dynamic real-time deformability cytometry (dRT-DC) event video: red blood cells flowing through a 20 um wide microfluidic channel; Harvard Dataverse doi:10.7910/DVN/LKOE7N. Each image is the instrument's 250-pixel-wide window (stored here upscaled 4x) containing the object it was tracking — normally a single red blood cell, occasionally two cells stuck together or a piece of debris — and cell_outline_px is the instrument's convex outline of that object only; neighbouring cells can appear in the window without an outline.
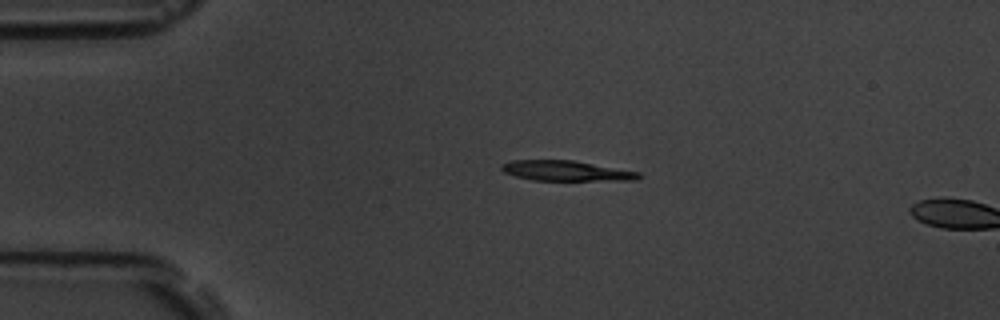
{"species": "common noctule bat (a hibernating species)", "species_latin": "Nyctalus noctula", "temperature_condition": "room temperature", "stored_images_in_passage": 2, "camera_frame_rate_fps": 3000, "um_per_image_px": 0.085, "animal": {"sex": "male", "body_mass_g": 19.5, "forearm_length_mm": 54.6}, "frame": {"image": 1, "passage_image": 1, "time_ms": 0.0, "image_size_px": [1000, 320], "cell_outline_px": [[644, 176], [636, 180], [532, 180], [516, 176], [504, 172], [500, 168], [500, 164], [508, 160], [572, 160], [640, 172]], "centroid_in_image_um": [48.11, 14.51], "position_along_channel_um": 36.9, "area_um2": 16.18}}